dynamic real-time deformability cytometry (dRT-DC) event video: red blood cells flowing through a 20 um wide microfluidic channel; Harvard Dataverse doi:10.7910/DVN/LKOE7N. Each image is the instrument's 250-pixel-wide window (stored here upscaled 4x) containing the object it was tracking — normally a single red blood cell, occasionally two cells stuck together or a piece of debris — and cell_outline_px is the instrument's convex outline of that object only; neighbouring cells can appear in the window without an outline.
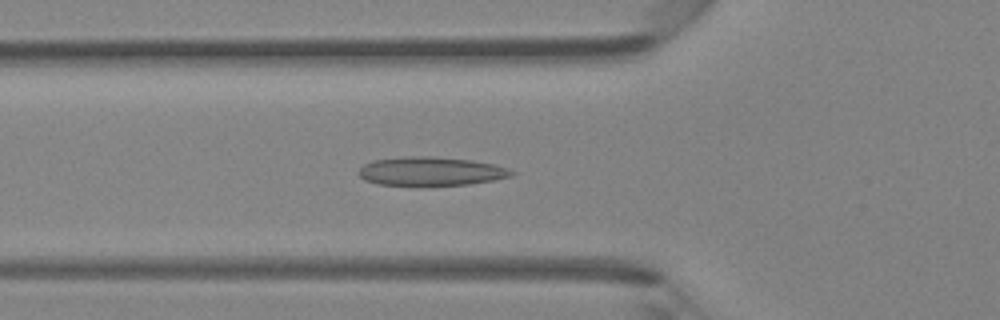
{"species": "Egyptian fruit bat (a non-hibernating species)", "species_latin": "Rousettus aegyptiacus", "temperature_condition": "room temperature", "stored_images_in_passage": 30, "camera_frame_rate_fps": 3000, "um_per_image_px": 0.085, "animal": {"sex": "female"}, "frame": {"image": 1, "passage_image": 16, "time_ms": 5.0, "image_size_px": [1000, 320], "cell_outline_px": [[516, 172], [512, 176], [492, 180], [468, 184], [376, 184], [364, 180], [356, 172], [364, 164], [372, 160], [408, 156], [432, 156], [472, 160], [492, 164]], "centroid_in_image_um": [36.57, 14.54], "position_along_channel_um": 89.2, "area_um2": 25.14}}
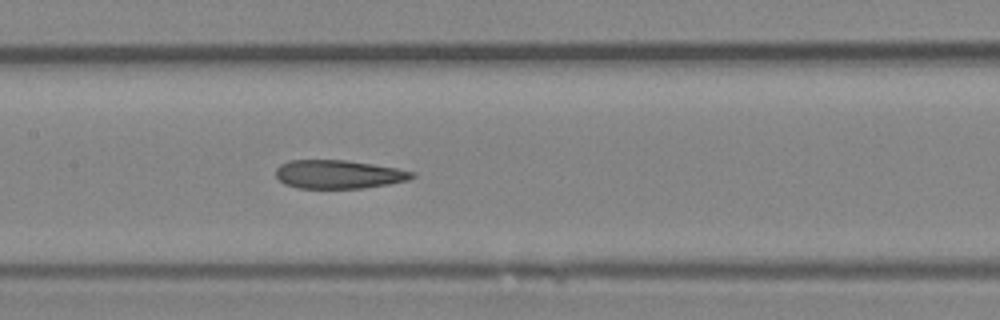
{"frame": {"image": 2, "passage_image": 22, "time_ms": 7.0, "image_size_px": [1000, 320], "cell_outline_px": [[416, 176], [408, 180], [388, 184], [364, 188], [296, 188], [284, 184], [276, 176], [276, 168], [280, 164], [288, 160], [344, 160], [372, 164], [396, 168], [416, 172]], "centroid_in_image_um": [28.77, 14.82], "position_along_channel_um": 178.6, "area_um2": 22.72}}
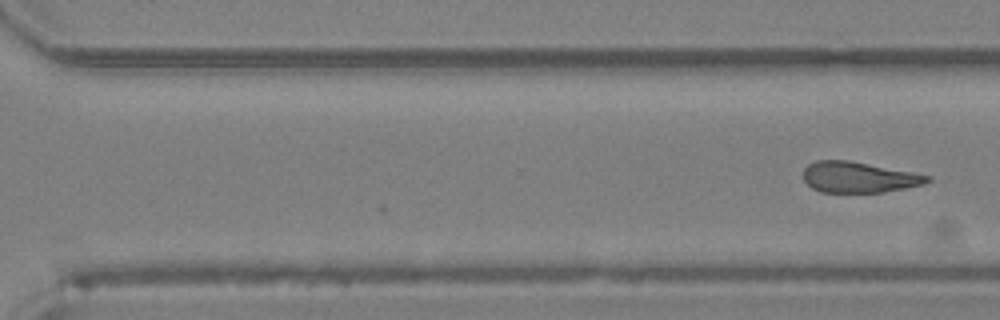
{"frame": {"image": 3, "passage_image": 30, "time_ms": 9.667, "image_size_px": [1000, 320], "cell_outline_px": [[932, 180], [924, 184], [884, 192], [820, 192], [812, 188], [804, 180], [804, 168], [808, 164], [816, 160], [848, 160], [912, 172], [932, 176]], "centroid_in_image_um": [72.99, 15.06], "position_along_channel_um": 297.6, "area_um2": 22.2}}